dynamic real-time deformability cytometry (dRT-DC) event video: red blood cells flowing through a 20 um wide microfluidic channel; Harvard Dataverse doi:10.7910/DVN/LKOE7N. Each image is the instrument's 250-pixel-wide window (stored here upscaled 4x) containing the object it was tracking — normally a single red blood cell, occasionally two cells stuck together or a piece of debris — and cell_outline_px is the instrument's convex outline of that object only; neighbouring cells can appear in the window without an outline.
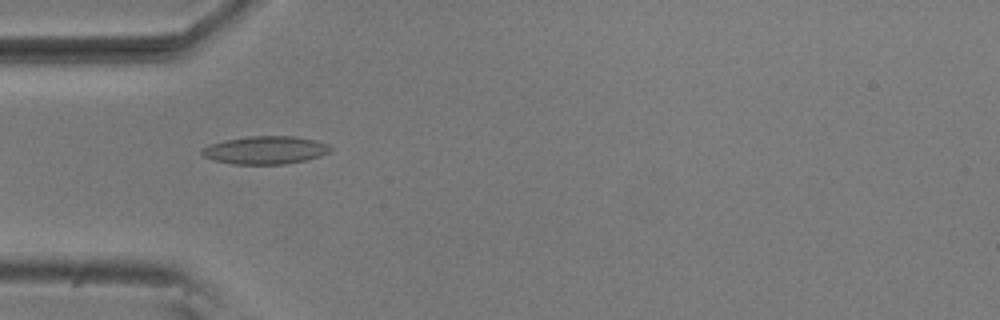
{"species": "common noctule bat (a hibernating species)", "species_latin": "Nyctalus noctula", "temperature_condition": "room temperature", "stored_images_in_passage": 7, "camera_frame_rate_fps": 3000, "um_per_image_px": 0.085, "animal": {"sex": "male", "body_mass_g": 20.5, "forearm_length_mm": 52.5}, "frame": {"image": 1, "passage_image": 1, "time_ms": 0.0, "image_size_px": [1000, 320], "cell_outline_px": [[332, 152], [320, 156], [304, 160], [284, 164], [236, 164], [212, 160], [204, 156], [200, 152], [200, 148], [208, 144], [224, 140], [248, 136], [292, 136], [316, 140], [328, 144], [332, 148]], "centroid_in_image_um": [22.53, 12.75], "position_along_channel_um": 62.5, "area_um2": 21.1}}
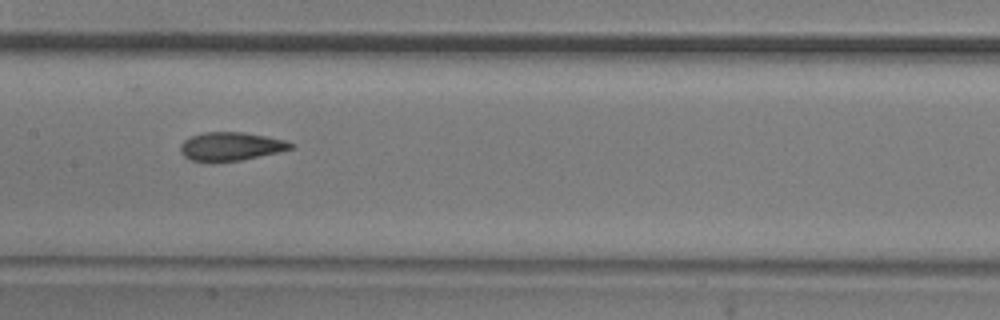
{"frame": {"image": 2, "passage_image": 4, "time_ms": 1.0, "image_size_px": [1000, 320], "cell_outline_px": [[296, 144], [292, 148], [276, 152], [240, 160], [192, 160], [184, 156], [180, 152], [180, 144], [184, 140], [192, 136], [204, 132], [244, 132], [284, 140]], "centroid_in_image_um": [19.61, 12.42], "position_along_channel_um": 187.8, "area_um2": 17.74}}
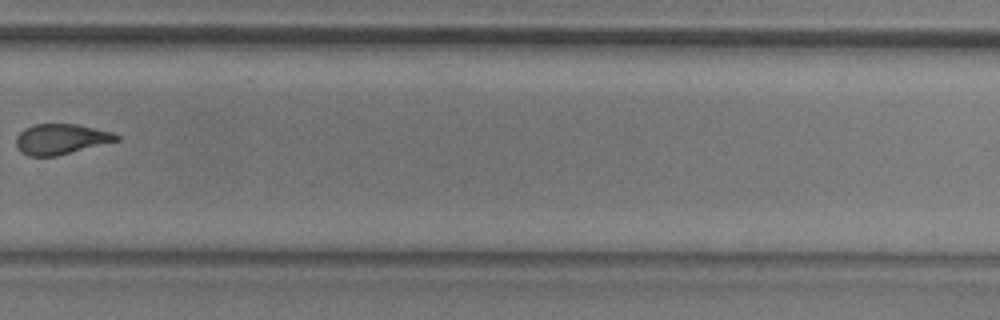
{"frame": {"image": 3, "passage_image": 7, "time_ms": 2.0, "image_size_px": [1000, 320], "cell_outline_px": [[120, 140], [56, 156], [28, 156], [20, 152], [16, 148], [16, 136], [24, 128], [32, 124], [76, 124], [112, 132], [120, 136]], "centroid_in_image_um": [5.15, 11.82], "position_along_channel_um": 324.7, "area_um2": 17.86}}